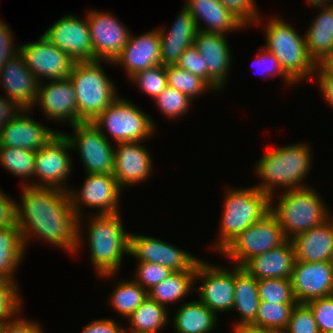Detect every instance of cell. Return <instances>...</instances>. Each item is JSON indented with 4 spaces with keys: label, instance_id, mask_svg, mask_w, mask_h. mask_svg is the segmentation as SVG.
<instances>
[{
    "label": "cell",
    "instance_id": "obj_7",
    "mask_svg": "<svg viewBox=\"0 0 333 333\" xmlns=\"http://www.w3.org/2000/svg\"><path fill=\"white\" fill-rule=\"evenodd\" d=\"M102 63L106 61L76 62L69 75L77 100V116L82 122H92L119 96Z\"/></svg>",
    "mask_w": 333,
    "mask_h": 333
},
{
    "label": "cell",
    "instance_id": "obj_44",
    "mask_svg": "<svg viewBox=\"0 0 333 333\" xmlns=\"http://www.w3.org/2000/svg\"><path fill=\"white\" fill-rule=\"evenodd\" d=\"M134 280L147 291L172 275L173 271L163 265L152 262H137Z\"/></svg>",
    "mask_w": 333,
    "mask_h": 333
},
{
    "label": "cell",
    "instance_id": "obj_16",
    "mask_svg": "<svg viewBox=\"0 0 333 333\" xmlns=\"http://www.w3.org/2000/svg\"><path fill=\"white\" fill-rule=\"evenodd\" d=\"M129 255L137 262H152L163 265L173 272L196 270L200 260L184 249L146 235L130 233Z\"/></svg>",
    "mask_w": 333,
    "mask_h": 333
},
{
    "label": "cell",
    "instance_id": "obj_42",
    "mask_svg": "<svg viewBox=\"0 0 333 333\" xmlns=\"http://www.w3.org/2000/svg\"><path fill=\"white\" fill-rule=\"evenodd\" d=\"M17 282L0 278V325L23 309Z\"/></svg>",
    "mask_w": 333,
    "mask_h": 333
},
{
    "label": "cell",
    "instance_id": "obj_37",
    "mask_svg": "<svg viewBox=\"0 0 333 333\" xmlns=\"http://www.w3.org/2000/svg\"><path fill=\"white\" fill-rule=\"evenodd\" d=\"M296 304H279L260 301L256 321L252 324L259 329L285 330Z\"/></svg>",
    "mask_w": 333,
    "mask_h": 333
},
{
    "label": "cell",
    "instance_id": "obj_43",
    "mask_svg": "<svg viewBox=\"0 0 333 333\" xmlns=\"http://www.w3.org/2000/svg\"><path fill=\"white\" fill-rule=\"evenodd\" d=\"M285 333H320L314 314L306 303H296Z\"/></svg>",
    "mask_w": 333,
    "mask_h": 333
},
{
    "label": "cell",
    "instance_id": "obj_24",
    "mask_svg": "<svg viewBox=\"0 0 333 333\" xmlns=\"http://www.w3.org/2000/svg\"><path fill=\"white\" fill-rule=\"evenodd\" d=\"M30 111L23 109L14 120L0 129V147L38 151L59 132L29 117Z\"/></svg>",
    "mask_w": 333,
    "mask_h": 333
},
{
    "label": "cell",
    "instance_id": "obj_13",
    "mask_svg": "<svg viewBox=\"0 0 333 333\" xmlns=\"http://www.w3.org/2000/svg\"><path fill=\"white\" fill-rule=\"evenodd\" d=\"M201 280V285L195 287L199 301L206 305L216 315L229 312L234 304L235 265L227 269L220 265L199 260L196 265L195 280Z\"/></svg>",
    "mask_w": 333,
    "mask_h": 333
},
{
    "label": "cell",
    "instance_id": "obj_49",
    "mask_svg": "<svg viewBox=\"0 0 333 333\" xmlns=\"http://www.w3.org/2000/svg\"><path fill=\"white\" fill-rule=\"evenodd\" d=\"M203 58V55L192 45L182 53L176 65L201 77L207 82V66Z\"/></svg>",
    "mask_w": 333,
    "mask_h": 333
},
{
    "label": "cell",
    "instance_id": "obj_35",
    "mask_svg": "<svg viewBox=\"0 0 333 333\" xmlns=\"http://www.w3.org/2000/svg\"><path fill=\"white\" fill-rule=\"evenodd\" d=\"M35 155L36 151L24 148L0 147V165L25 181L22 185L26 186L29 185V178H34Z\"/></svg>",
    "mask_w": 333,
    "mask_h": 333
},
{
    "label": "cell",
    "instance_id": "obj_22",
    "mask_svg": "<svg viewBox=\"0 0 333 333\" xmlns=\"http://www.w3.org/2000/svg\"><path fill=\"white\" fill-rule=\"evenodd\" d=\"M0 85L3 86L6 98L18 103L23 109H35L39 82L19 52L0 69Z\"/></svg>",
    "mask_w": 333,
    "mask_h": 333
},
{
    "label": "cell",
    "instance_id": "obj_21",
    "mask_svg": "<svg viewBox=\"0 0 333 333\" xmlns=\"http://www.w3.org/2000/svg\"><path fill=\"white\" fill-rule=\"evenodd\" d=\"M226 34L198 31L194 47L203 55L207 66V83L217 92L225 86L232 62Z\"/></svg>",
    "mask_w": 333,
    "mask_h": 333
},
{
    "label": "cell",
    "instance_id": "obj_17",
    "mask_svg": "<svg viewBox=\"0 0 333 333\" xmlns=\"http://www.w3.org/2000/svg\"><path fill=\"white\" fill-rule=\"evenodd\" d=\"M65 15L49 27L43 35L59 49L67 53L75 62L94 61V49L87 18Z\"/></svg>",
    "mask_w": 333,
    "mask_h": 333
},
{
    "label": "cell",
    "instance_id": "obj_3",
    "mask_svg": "<svg viewBox=\"0 0 333 333\" xmlns=\"http://www.w3.org/2000/svg\"><path fill=\"white\" fill-rule=\"evenodd\" d=\"M121 218V212L87 215L86 238L90 248V261L100 278L116 276L124 255L129 254L130 232L124 229Z\"/></svg>",
    "mask_w": 333,
    "mask_h": 333
},
{
    "label": "cell",
    "instance_id": "obj_50",
    "mask_svg": "<svg viewBox=\"0 0 333 333\" xmlns=\"http://www.w3.org/2000/svg\"><path fill=\"white\" fill-rule=\"evenodd\" d=\"M21 311L22 309L0 325V333H45L42 325L21 317Z\"/></svg>",
    "mask_w": 333,
    "mask_h": 333
},
{
    "label": "cell",
    "instance_id": "obj_36",
    "mask_svg": "<svg viewBox=\"0 0 333 333\" xmlns=\"http://www.w3.org/2000/svg\"><path fill=\"white\" fill-rule=\"evenodd\" d=\"M166 76L169 87L186 94L191 100L202 96L204 92H215L204 79L177 65L166 66Z\"/></svg>",
    "mask_w": 333,
    "mask_h": 333
},
{
    "label": "cell",
    "instance_id": "obj_6",
    "mask_svg": "<svg viewBox=\"0 0 333 333\" xmlns=\"http://www.w3.org/2000/svg\"><path fill=\"white\" fill-rule=\"evenodd\" d=\"M266 22V44L263 47L275 55L284 73L296 85L306 78H315L317 65L307 52L305 35L302 37L293 26L279 17H272Z\"/></svg>",
    "mask_w": 333,
    "mask_h": 333
},
{
    "label": "cell",
    "instance_id": "obj_32",
    "mask_svg": "<svg viewBox=\"0 0 333 333\" xmlns=\"http://www.w3.org/2000/svg\"><path fill=\"white\" fill-rule=\"evenodd\" d=\"M25 245L19 227L0 229V278L17 282V268L25 257Z\"/></svg>",
    "mask_w": 333,
    "mask_h": 333
},
{
    "label": "cell",
    "instance_id": "obj_40",
    "mask_svg": "<svg viewBox=\"0 0 333 333\" xmlns=\"http://www.w3.org/2000/svg\"><path fill=\"white\" fill-rule=\"evenodd\" d=\"M130 80L138 85L140 91L154 100L168 86L166 66L157 65L139 71Z\"/></svg>",
    "mask_w": 333,
    "mask_h": 333
},
{
    "label": "cell",
    "instance_id": "obj_54",
    "mask_svg": "<svg viewBox=\"0 0 333 333\" xmlns=\"http://www.w3.org/2000/svg\"><path fill=\"white\" fill-rule=\"evenodd\" d=\"M22 110L18 103L0 95V129L14 120Z\"/></svg>",
    "mask_w": 333,
    "mask_h": 333
},
{
    "label": "cell",
    "instance_id": "obj_26",
    "mask_svg": "<svg viewBox=\"0 0 333 333\" xmlns=\"http://www.w3.org/2000/svg\"><path fill=\"white\" fill-rule=\"evenodd\" d=\"M291 241L298 261L308 263L332 261L333 215L324 224L297 235Z\"/></svg>",
    "mask_w": 333,
    "mask_h": 333
},
{
    "label": "cell",
    "instance_id": "obj_1",
    "mask_svg": "<svg viewBox=\"0 0 333 333\" xmlns=\"http://www.w3.org/2000/svg\"><path fill=\"white\" fill-rule=\"evenodd\" d=\"M17 203V223L23 243L39 238L55 247L76 254L77 221L70 195L53 187L22 185Z\"/></svg>",
    "mask_w": 333,
    "mask_h": 333
},
{
    "label": "cell",
    "instance_id": "obj_47",
    "mask_svg": "<svg viewBox=\"0 0 333 333\" xmlns=\"http://www.w3.org/2000/svg\"><path fill=\"white\" fill-rule=\"evenodd\" d=\"M159 35L197 36L198 27L194 16L185 8L181 9L173 25L167 31L166 28L158 27Z\"/></svg>",
    "mask_w": 333,
    "mask_h": 333
},
{
    "label": "cell",
    "instance_id": "obj_27",
    "mask_svg": "<svg viewBox=\"0 0 333 333\" xmlns=\"http://www.w3.org/2000/svg\"><path fill=\"white\" fill-rule=\"evenodd\" d=\"M295 260L293 243L287 240L281 246L253 257L243 268L257 280L291 279Z\"/></svg>",
    "mask_w": 333,
    "mask_h": 333
},
{
    "label": "cell",
    "instance_id": "obj_28",
    "mask_svg": "<svg viewBox=\"0 0 333 333\" xmlns=\"http://www.w3.org/2000/svg\"><path fill=\"white\" fill-rule=\"evenodd\" d=\"M311 7H318L319 12L305 32V39L307 52L317 65L326 56L333 54V4H316Z\"/></svg>",
    "mask_w": 333,
    "mask_h": 333
},
{
    "label": "cell",
    "instance_id": "obj_10",
    "mask_svg": "<svg viewBox=\"0 0 333 333\" xmlns=\"http://www.w3.org/2000/svg\"><path fill=\"white\" fill-rule=\"evenodd\" d=\"M287 241L280 223L270 211L238 234L220 254L243 267L253 257L281 246Z\"/></svg>",
    "mask_w": 333,
    "mask_h": 333
},
{
    "label": "cell",
    "instance_id": "obj_46",
    "mask_svg": "<svg viewBox=\"0 0 333 333\" xmlns=\"http://www.w3.org/2000/svg\"><path fill=\"white\" fill-rule=\"evenodd\" d=\"M312 310L320 333L333 331V295L306 303Z\"/></svg>",
    "mask_w": 333,
    "mask_h": 333
},
{
    "label": "cell",
    "instance_id": "obj_8",
    "mask_svg": "<svg viewBox=\"0 0 333 333\" xmlns=\"http://www.w3.org/2000/svg\"><path fill=\"white\" fill-rule=\"evenodd\" d=\"M107 138L106 130L114 143L144 142L154 136L155 121L133 102L118 96L92 122ZM104 129V130H103Z\"/></svg>",
    "mask_w": 333,
    "mask_h": 333
},
{
    "label": "cell",
    "instance_id": "obj_51",
    "mask_svg": "<svg viewBox=\"0 0 333 333\" xmlns=\"http://www.w3.org/2000/svg\"><path fill=\"white\" fill-rule=\"evenodd\" d=\"M4 22L0 18V69L19 52V45L16 47L14 43L12 29Z\"/></svg>",
    "mask_w": 333,
    "mask_h": 333
},
{
    "label": "cell",
    "instance_id": "obj_15",
    "mask_svg": "<svg viewBox=\"0 0 333 333\" xmlns=\"http://www.w3.org/2000/svg\"><path fill=\"white\" fill-rule=\"evenodd\" d=\"M87 11L85 15L94 49V61H106L113 65L127 44L131 32L110 12L95 9Z\"/></svg>",
    "mask_w": 333,
    "mask_h": 333
},
{
    "label": "cell",
    "instance_id": "obj_31",
    "mask_svg": "<svg viewBox=\"0 0 333 333\" xmlns=\"http://www.w3.org/2000/svg\"><path fill=\"white\" fill-rule=\"evenodd\" d=\"M195 271L173 272L172 275L148 290V296L157 303L168 307V304L181 302L184 297L194 291Z\"/></svg>",
    "mask_w": 333,
    "mask_h": 333
},
{
    "label": "cell",
    "instance_id": "obj_33",
    "mask_svg": "<svg viewBox=\"0 0 333 333\" xmlns=\"http://www.w3.org/2000/svg\"><path fill=\"white\" fill-rule=\"evenodd\" d=\"M165 306L157 303L149 296L127 318L130 333H160L169 322V313Z\"/></svg>",
    "mask_w": 333,
    "mask_h": 333
},
{
    "label": "cell",
    "instance_id": "obj_53",
    "mask_svg": "<svg viewBox=\"0 0 333 333\" xmlns=\"http://www.w3.org/2000/svg\"><path fill=\"white\" fill-rule=\"evenodd\" d=\"M81 333H126V329L113 318H102L88 323Z\"/></svg>",
    "mask_w": 333,
    "mask_h": 333
},
{
    "label": "cell",
    "instance_id": "obj_18",
    "mask_svg": "<svg viewBox=\"0 0 333 333\" xmlns=\"http://www.w3.org/2000/svg\"><path fill=\"white\" fill-rule=\"evenodd\" d=\"M291 282L297 303H307L317 298L332 296V261L308 263L295 260Z\"/></svg>",
    "mask_w": 333,
    "mask_h": 333
},
{
    "label": "cell",
    "instance_id": "obj_5",
    "mask_svg": "<svg viewBox=\"0 0 333 333\" xmlns=\"http://www.w3.org/2000/svg\"><path fill=\"white\" fill-rule=\"evenodd\" d=\"M312 186L284 191L271 212L278 219L287 240L322 225L332 216L320 194ZM328 208V209H327Z\"/></svg>",
    "mask_w": 333,
    "mask_h": 333
},
{
    "label": "cell",
    "instance_id": "obj_25",
    "mask_svg": "<svg viewBox=\"0 0 333 333\" xmlns=\"http://www.w3.org/2000/svg\"><path fill=\"white\" fill-rule=\"evenodd\" d=\"M184 4L185 8L194 16L199 31L227 35L228 32L247 27L219 0H185ZM200 20L206 26L201 27Z\"/></svg>",
    "mask_w": 333,
    "mask_h": 333
},
{
    "label": "cell",
    "instance_id": "obj_52",
    "mask_svg": "<svg viewBox=\"0 0 333 333\" xmlns=\"http://www.w3.org/2000/svg\"><path fill=\"white\" fill-rule=\"evenodd\" d=\"M17 203L2 189L0 190V229L18 227Z\"/></svg>",
    "mask_w": 333,
    "mask_h": 333
},
{
    "label": "cell",
    "instance_id": "obj_34",
    "mask_svg": "<svg viewBox=\"0 0 333 333\" xmlns=\"http://www.w3.org/2000/svg\"><path fill=\"white\" fill-rule=\"evenodd\" d=\"M132 279V280H131ZM121 279L110 295L109 303L115 311L128 318L148 297V291L141 287L133 278Z\"/></svg>",
    "mask_w": 333,
    "mask_h": 333
},
{
    "label": "cell",
    "instance_id": "obj_58",
    "mask_svg": "<svg viewBox=\"0 0 333 333\" xmlns=\"http://www.w3.org/2000/svg\"><path fill=\"white\" fill-rule=\"evenodd\" d=\"M309 5H316V4H333V0H307Z\"/></svg>",
    "mask_w": 333,
    "mask_h": 333
},
{
    "label": "cell",
    "instance_id": "obj_48",
    "mask_svg": "<svg viewBox=\"0 0 333 333\" xmlns=\"http://www.w3.org/2000/svg\"><path fill=\"white\" fill-rule=\"evenodd\" d=\"M253 62L262 68L261 74H264L263 76H266L267 78L282 76L283 81L287 86L289 85L290 87L291 85H295V83L284 73L275 55L268 52L265 48L258 51Z\"/></svg>",
    "mask_w": 333,
    "mask_h": 333
},
{
    "label": "cell",
    "instance_id": "obj_38",
    "mask_svg": "<svg viewBox=\"0 0 333 333\" xmlns=\"http://www.w3.org/2000/svg\"><path fill=\"white\" fill-rule=\"evenodd\" d=\"M260 301L279 304H296L292 291L291 279H262L258 280Z\"/></svg>",
    "mask_w": 333,
    "mask_h": 333
},
{
    "label": "cell",
    "instance_id": "obj_2",
    "mask_svg": "<svg viewBox=\"0 0 333 333\" xmlns=\"http://www.w3.org/2000/svg\"><path fill=\"white\" fill-rule=\"evenodd\" d=\"M311 150L305 141L277 146L269 148L255 163L254 173L261 182L255 187L271 198V204L275 203L273 198L276 197V188L287 191L309 186L305 178L312 169Z\"/></svg>",
    "mask_w": 333,
    "mask_h": 333
},
{
    "label": "cell",
    "instance_id": "obj_57",
    "mask_svg": "<svg viewBox=\"0 0 333 333\" xmlns=\"http://www.w3.org/2000/svg\"><path fill=\"white\" fill-rule=\"evenodd\" d=\"M232 333H258V328L252 325H236L233 326Z\"/></svg>",
    "mask_w": 333,
    "mask_h": 333
},
{
    "label": "cell",
    "instance_id": "obj_23",
    "mask_svg": "<svg viewBox=\"0 0 333 333\" xmlns=\"http://www.w3.org/2000/svg\"><path fill=\"white\" fill-rule=\"evenodd\" d=\"M160 51L161 39L157 28L136 37L131 33L113 65L122 67L130 79L139 71L161 65Z\"/></svg>",
    "mask_w": 333,
    "mask_h": 333
},
{
    "label": "cell",
    "instance_id": "obj_59",
    "mask_svg": "<svg viewBox=\"0 0 333 333\" xmlns=\"http://www.w3.org/2000/svg\"><path fill=\"white\" fill-rule=\"evenodd\" d=\"M258 333H285V331L280 329H259Z\"/></svg>",
    "mask_w": 333,
    "mask_h": 333
},
{
    "label": "cell",
    "instance_id": "obj_30",
    "mask_svg": "<svg viewBox=\"0 0 333 333\" xmlns=\"http://www.w3.org/2000/svg\"><path fill=\"white\" fill-rule=\"evenodd\" d=\"M177 309L173 317L177 333H210L218 324V315L199 300L185 302Z\"/></svg>",
    "mask_w": 333,
    "mask_h": 333
},
{
    "label": "cell",
    "instance_id": "obj_11",
    "mask_svg": "<svg viewBox=\"0 0 333 333\" xmlns=\"http://www.w3.org/2000/svg\"><path fill=\"white\" fill-rule=\"evenodd\" d=\"M70 150L73 151L70 141L62 131H59L36 151L34 178H38L39 181H30L29 185L53 187L68 192L71 188H67L66 180L73 170Z\"/></svg>",
    "mask_w": 333,
    "mask_h": 333
},
{
    "label": "cell",
    "instance_id": "obj_12",
    "mask_svg": "<svg viewBox=\"0 0 333 333\" xmlns=\"http://www.w3.org/2000/svg\"><path fill=\"white\" fill-rule=\"evenodd\" d=\"M70 127L73 134L63 133L70 141L72 149L79 153L85 174H112L115 147L110 139L91 122L77 123Z\"/></svg>",
    "mask_w": 333,
    "mask_h": 333
},
{
    "label": "cell",
    "instance_id": "obj_14",
    "mask_svg": "<svg viewBox=\"0 0 333 333\" xmlns=\"http://www.w3.org/2000/svg\"><path fill=\"white\" fill-rule=\"evenodd\" d=\"M19 53L39 83L45 78V81L68 78L76 63L44 35L38 41L20 45Z\"/></svg>",
    "mask_w": 333,
    "mask_h": 333
},
{
    "label": "cell",
    "instance_id": "obj_9",
    "mask_svg": "<svg viewBox=\"0 0 333 333\" xmlns=\"http://www.w3.org/2000/svg\"><path fill=\"white\" fill-rule=\"evenodd\" d=\"M85 176L82 188L78 191L73 188L68 191L73 211L78 217L76 253L84 244L82 234L85 227L82 223L85 222V218H83L85 216H83L82 207L88 206L95 209L96 215L120 213L118 204H120V196L123 192L113 174H86Z\"/></svg>",
    "mask_w": 333,
    "mask_h": 333
},
{
    "label": "cell",
    "instance_id": "obj_20",
    "mask_svg": "<svg viewBox=\"0 0 333 333\" xmlns=\"http://www.w3.org/2000/svg\"><path fill=\"white\" fill-rule=\"evenodd\" d=\"M116 145L112 174L118 185L125 189L146 181L154 167L152 155L147 147L145 148L142 141L121 142Z\"/></svg>",
    "mask_w": 333,
    "mask_h": 333
},
{
    "label": "cell",
    "instance_id": "obj_56",
    "mask_svg": "<svg viewBox=\"0 0 333 333\" xmlns=\"http://www.w3.org/2000/svg\"><path fill=\"white\" fill-rule=\"evenodd\" d=\"M328 76L333 77V54L326 56L317 64Z\"/></svg>",
    "mask_w": 333,
    "mask_h": 333
},
{
    "label": "cell",
    "instance_id": "obj_41",
    "mask_svg": "<svg viewBox=\"0 0 333 333\" xmlns=\"http://www.w3.org/2000/svg\"><path fill=\"white\" fill-rule=\"evenodd\" d=\"M196 36L160 35L161 65H176L182 53L193 45Z\"/></svg>",
    "mask_w": 333,
    "mask_h": 333
},
{
    "label": "cell",
    "instance_id": "obj_29",
    "mask_svg": "<svg viewBox=\"0 0 333 333\" xmlns=\"http://www.w3.org/2000/svg\"><path fill=\"white\" fill-rule=\"evenodd\" d=\"M260 304L258 280L246 269L235 265V289L233 310L240 314L236 325H252L256 321Z\"/></svg>",
    "mask_w": 333,
    "mask_h": 333
},
{
    "label": "cell",
    "instance_id": "obj_45",
    "mask_svg": "<svg viewBox=\"0 0 333 333\" xmlns=\"http://www.w3.org/2000/svg\"><path fill=\"white\" fill-rule=\"evenodd\" d=\"M228 10L238 17L246 26H257L263 16L259 13L255 0H219Z\"/></svg>",
    "mask_w": 333,
    "mask_h": 333
},
{
    "label": "cell",
    "instance_id": "obj_19",
    "mask_svg": "<svg viewBox=\"0 0 333 333\" xmlns=\"http://www.w3.org/2000/svg\"><path fill=\"white\" fill-rule=\"evenodd\" d=\"M37 104L49 121L69 122L71 126L82 123L77 116L75 90L69 77L39 83Z\"/></svg>",
    "mask_w": 333,
    "mask_h": 333
},
{
    "label": "cell",
    "instance_id": "obj_55",
    "mask_svg": "<svg viewBox=\"0 0 333 333\" xmlns=\"http://www.w3.org/2000/svg\"><path fill=\"white\" fill-rule=\"evenodd\" d=\"M314 76L317 77L318 89L322 98L333 108V77L328 76L318 65Z\"/></svg>",
    "mask_w": 333,
    "mask_h": 333
},
{
    "label": "cell",
    "instance_id": "obj_39",
    "mask_svg": "<svg viewBox=\"0 0 333 333\" xmlns=\"http://www.w3.org/2000/svg\"><path fill=\"white\" fill-rule=\"evenodd\" d=\"M155 106L161 111V114L170 118L178 119L188 111L190 112L191 100L186 94L167 86L155 99ZM177 117V118H176Z\"/></svg>",
    "mask_w": 333,
    "mask_h": 333
},
{
    "label": "cell",
    "instance_id": "obj_4",
    "mask_svg": "<svg viewBox=\"0 0 333 333\" xmlns=\"http://www.w3.org/2000/svg\"><path fill=\"white\" fill-rule=\"evenodd\" d=\"M223 199L219 239L212 244L220 253L238 234L262 219L271 210V198L255 186L228 188Z\"/></svg>",
    "mask_w": 333,
    "mask_h": 333
}]
</instances>
